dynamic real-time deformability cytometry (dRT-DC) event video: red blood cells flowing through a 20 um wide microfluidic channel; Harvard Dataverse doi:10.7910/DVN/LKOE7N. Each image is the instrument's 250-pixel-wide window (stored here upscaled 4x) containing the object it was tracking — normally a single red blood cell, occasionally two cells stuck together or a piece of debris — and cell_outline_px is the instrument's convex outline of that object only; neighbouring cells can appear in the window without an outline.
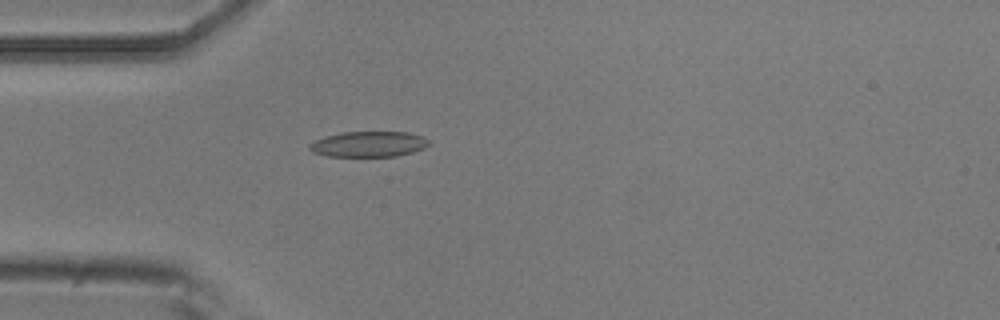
{"species": "common noctule bat (a hibernating species)", "species_latin": "Nyctalus noctula", "temperature_condition": "room temperature", "stored_images_in_passage": 4, "camera_frame_rate_fps": 3000, "um_per_image_px": 0.085, "animal": {"sex": "male", "body_mass_g": 20.5, "forearm_length_mm": 52.5}, "frame": {"image": 1, "passage_image": 4, "time_ms": 1.0, "image_size_px": [1000, 320], "cell_outline_px": [[432, 144], [424, 148], [412, 152], [396, 156], [328, 156], [312, 152], [308, 148], [308, 144], [324, 136], [340, 132], [408, 132], [424, 136]], "centroid_in_image_um": [31.34, 12.24], "position_along_channel_um": 53.7, "area_um2": 17.92}}